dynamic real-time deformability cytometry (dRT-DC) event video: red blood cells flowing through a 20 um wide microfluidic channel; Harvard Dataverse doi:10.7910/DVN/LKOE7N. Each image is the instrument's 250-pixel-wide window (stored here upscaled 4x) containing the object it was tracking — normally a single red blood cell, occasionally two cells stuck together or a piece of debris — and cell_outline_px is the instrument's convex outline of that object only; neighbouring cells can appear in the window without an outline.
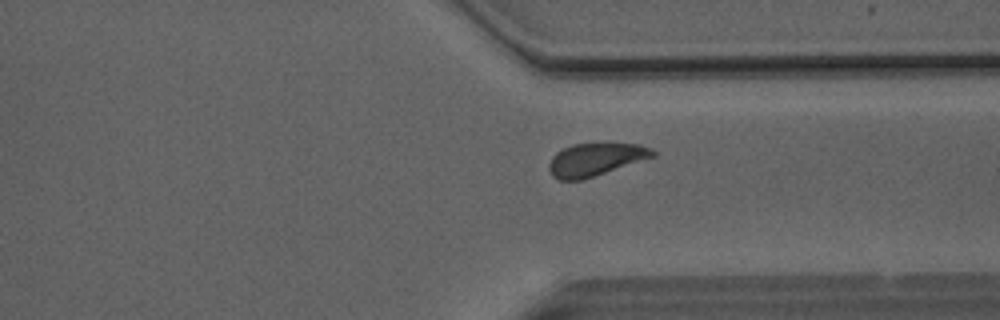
{"species": "Egyptian fruit bat (a non-hibernating species)", "species_latin": "Rousettus aegyptiacus", "temperature_condition": "room temperature", "stored_images_in_passage": 37, "camera_frame_rate_fps": 3000, "um_per_image_px": 0.085, "animal": {"sex": "male"}, "frame": {"image": 1, "passage_image": 32, "time_ms": 10.333, "image_size_px": [1000, 320], "cell_outline_px": [[656, 156], [584, 180], [560, 180], [552, 176], [548, 168], [548, 164], [552, 156], [556, 152], [572, 144], [640, 144], [652, 148], [656, 152]], "centroid_in_image_um": [50.62, 13.57], "position_along_channel_um": 360.8, "area_um2": 19.94}}